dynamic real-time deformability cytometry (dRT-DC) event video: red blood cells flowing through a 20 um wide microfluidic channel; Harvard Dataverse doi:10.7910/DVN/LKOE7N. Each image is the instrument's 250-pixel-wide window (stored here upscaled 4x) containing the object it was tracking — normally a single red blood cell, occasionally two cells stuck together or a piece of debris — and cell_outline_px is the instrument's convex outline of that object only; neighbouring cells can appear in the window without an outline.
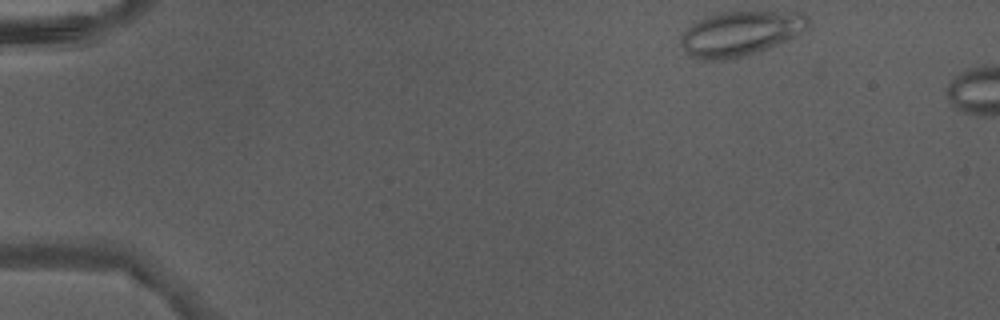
{"species": "Egyptian fruit bat (a non-hibernating species)", "species_latin": "Rousettus aegyptiacus", "temperature_condition": "warm", "stored_images_in_passage": 5, "camera_frame_rate_fps": 3000, "um_per_image_px": 0.085, "animal": {"sex": "male"}, "frame": {"image": 1, "passage_image": 1, "time_ms": 0.0, "image_size_px": [1000, 320], "cell_outline_px": [[812, 24], [808, 28], [796, 36], [768, 48], [744, 56], [720, 60], [700, 60], [692, 56], [680, 44], [680, 36], [696, 20], [704, 16], [720, 12], [800, 12], [808, 16]], "centroid_in_image_um": [62.95, 2.83], "position_along_channel_um": 22.0, "area_um2": 33.23}}